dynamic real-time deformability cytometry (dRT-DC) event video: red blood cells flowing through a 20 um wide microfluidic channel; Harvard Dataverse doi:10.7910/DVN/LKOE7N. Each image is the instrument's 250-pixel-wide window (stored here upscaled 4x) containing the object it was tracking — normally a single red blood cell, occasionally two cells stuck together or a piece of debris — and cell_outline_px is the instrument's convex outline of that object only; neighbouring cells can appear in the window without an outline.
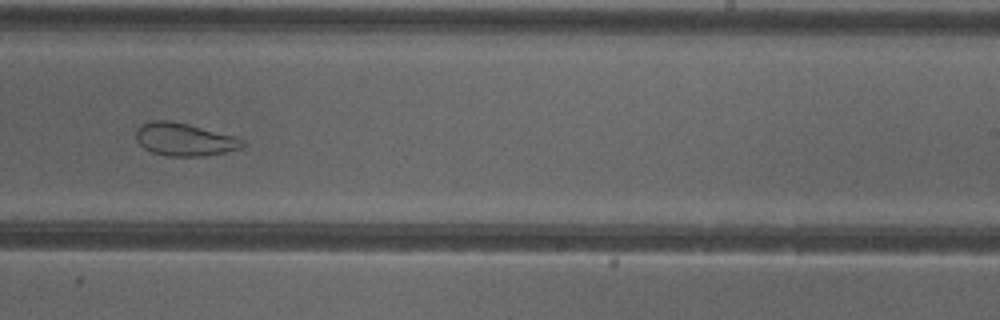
{"species": "common noctule bat (a hibernating species)", "species_latin": "Nyctalus noctula", "temperature_condition": "cold", "stored_images_in_passage": 51, "segment_of_instrument_passage": [2, 2], "camera_frame_rate_fps": 3000, "um_per_image_px": 0.085, "animal": {"sex": "female"}, "frame": {"image": 1, "passage_image": 32, "time_ms": 10.333, "image_size_px": [1000, 320], "cell_outline_px": [[248, 144], [240, 148], [224, 152], [204, 156], [168, 156], [152, 152], [144, 148], [136, 140], [136, 128], [140, 124], [152, 120], [168, 120], [188, 124], [236, 136], [244, 140]], "centroid_in_image_um": [15.67, 11.84], "position_along_channel_um": 273.3, "area_um2": 20.52}}
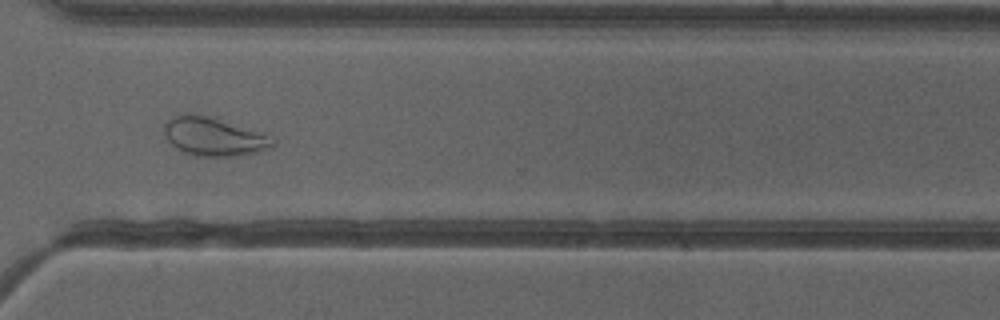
{"frame": {"image": 2, "passage_image": 38, "time_ms": 12.333, "image_size_px": [1000, 320], "cell_outline_px": [[276, 144], [272, 148], [260, 152], [236, 156], [196, 156], [180, 152], [168, 140], [164, 132], [164, 120], [180, 112], [188, 112], [208, 116], [264, 132], [276, 140]], "centroid_in_image_um": [18.18, 11.6], "position_along_channel_um": 352.4, "area_um2": 25.09}}
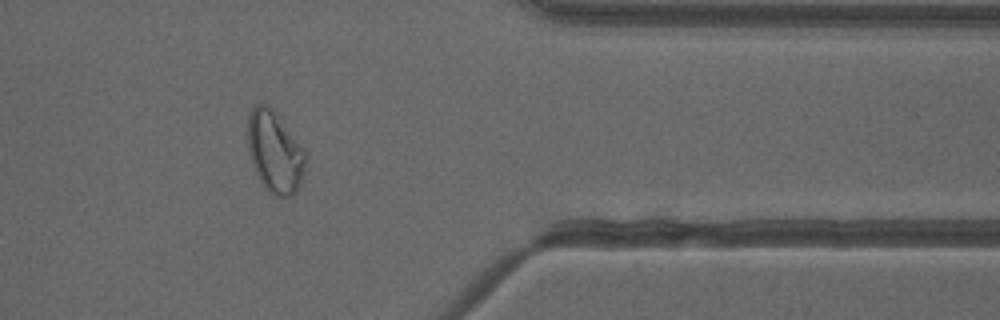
{"frame": {"image": 3, "passage_image": 42, "time_ms": 13.667, "image_size_px": [1000, 320], "cell_outline_px": [[304, 172], [300, 184], [292, 196], [276, 196], [268, 192], [264, 188], [256, 172], [248, 148], [248, 116], [252, 108], [256, 104], [268, 104], [280, 116], [304, 152]], "centroid_in_image_um": [23.33, 12.9], "position_along_channel_um": 388.1, "area_um2": 27.05}}